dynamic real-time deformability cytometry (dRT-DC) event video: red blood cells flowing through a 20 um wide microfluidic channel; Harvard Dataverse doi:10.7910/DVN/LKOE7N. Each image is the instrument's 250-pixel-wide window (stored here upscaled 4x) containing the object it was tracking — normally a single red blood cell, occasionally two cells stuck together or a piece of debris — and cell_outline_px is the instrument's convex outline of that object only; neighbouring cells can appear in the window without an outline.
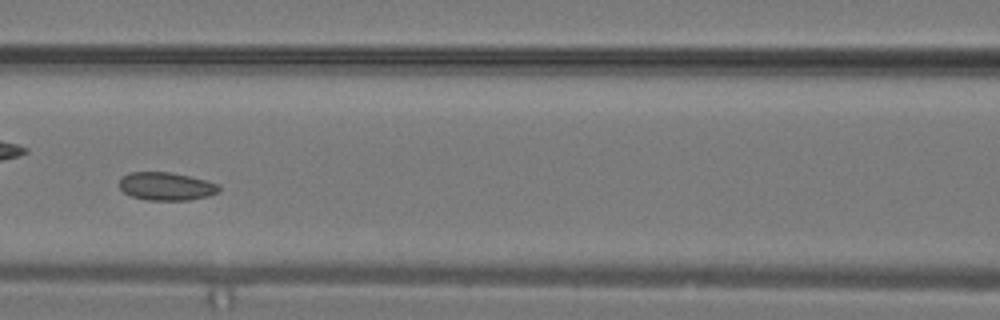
{"species": "common noctule bat (a hibernating species)", "species_latin": "Nyctalus noctula", "temperature_condition": "warm", "stored_images_in_passage": 24, "camera_frame_rate_fps": 3000, "um_per_image_px": 0.085, "animal": {"sex": "male", "body_mass_g": 19.2, "forearm_length_mm": 51.8}, "frame": {"image": 1, "passage_image": 8, "time_ms": 2.333, "image_size_px": [1000, 320], "cell_outline_px": [[220, 192], [208, 196], [188, 200], [148, 200], [132, 196], [124, 192], [120, 188], [120, 180], [128, 172], [172, 172], [220, 184]], "centroid_in_image_um": [14.16, 15.84], "position_along_channel_um": 152.4, "area_um2": 16.24}}